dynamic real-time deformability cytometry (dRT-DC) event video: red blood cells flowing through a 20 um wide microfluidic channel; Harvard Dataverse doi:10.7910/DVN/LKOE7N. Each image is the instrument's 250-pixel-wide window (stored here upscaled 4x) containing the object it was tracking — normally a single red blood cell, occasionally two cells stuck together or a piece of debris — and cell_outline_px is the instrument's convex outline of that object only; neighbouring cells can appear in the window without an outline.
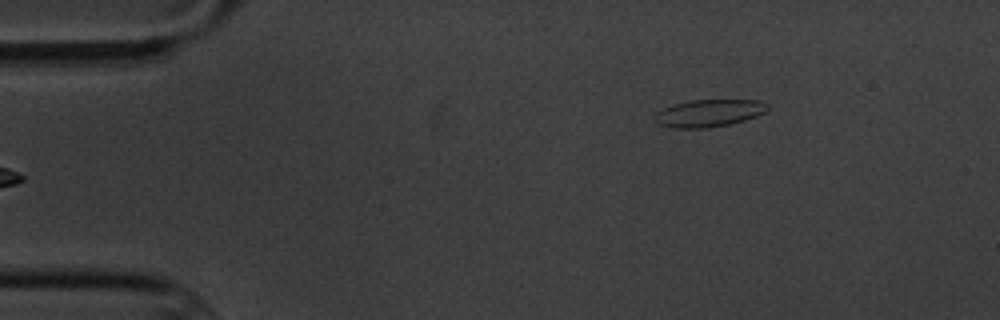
{"species": "common noctule bat (a hibernating species)", "species_latin": "Nyctalus noctula", "temperature_condition": "cold", "stored_images_in_passage": 4, "camera_frame_rate_fps": 3000, "um_per_image_px": 0.085, "animal": {"sex": "male", "body_mass_g": 20.1, "forearm_length_mm": 53.5}, "frame": {"image": 1, "passage_image": 4, "time_ms": 3.333, "image_size_px": [1000, 320], "cell_outline_px": [[768, 108], [764, 112], [756, 116], [744, 120], [728, 124], [708, 128], [672, 128], [656, 124], [652, 120], [652, 116], [656, 112], [672, 104], [692, 100], [760, 100], [768, 104]], "centroid_in_image_um": [60.18, 9.62], "position_along_channel_um": 24.8, "area_um2": 18.15}}